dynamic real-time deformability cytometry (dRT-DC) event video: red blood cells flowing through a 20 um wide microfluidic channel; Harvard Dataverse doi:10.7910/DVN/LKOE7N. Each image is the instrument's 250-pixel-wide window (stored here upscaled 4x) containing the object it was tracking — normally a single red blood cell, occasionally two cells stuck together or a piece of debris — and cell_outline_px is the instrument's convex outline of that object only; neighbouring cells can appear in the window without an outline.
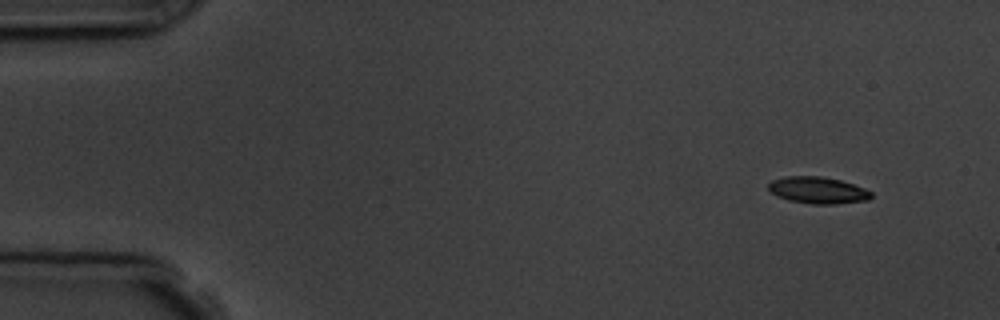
{"species": "common noctule bat (a hibernating species)", "species_latin": "Nyctalus noctula", "temperature_condition": "room temperature", "stored_images_in_passage": 4, "camera_frame_rate_fps": 3000, "um_per_image_px": 0.085, "animal": {"sex": "male", "body_mass_g": 19.5, "forearm_length_mm": 54.6}, "frame": {"image": 1, "passage_image": 1, "time_ms": 0.0, "image_size_px": [1000, 320], "cell_outline_px": [[872, 196], [868, 200], [836, 204], [812, 204], [788, 200], [776, 196], [768, 188], [768, 184], [772, 180], [784, 176], [820, 176], [840, 180], [864, 188], [872, 192]], "centroid_in_image_um": [69.5, 16.17], "position_along_channel_um": 15.5, "area_um2": 16.01}}